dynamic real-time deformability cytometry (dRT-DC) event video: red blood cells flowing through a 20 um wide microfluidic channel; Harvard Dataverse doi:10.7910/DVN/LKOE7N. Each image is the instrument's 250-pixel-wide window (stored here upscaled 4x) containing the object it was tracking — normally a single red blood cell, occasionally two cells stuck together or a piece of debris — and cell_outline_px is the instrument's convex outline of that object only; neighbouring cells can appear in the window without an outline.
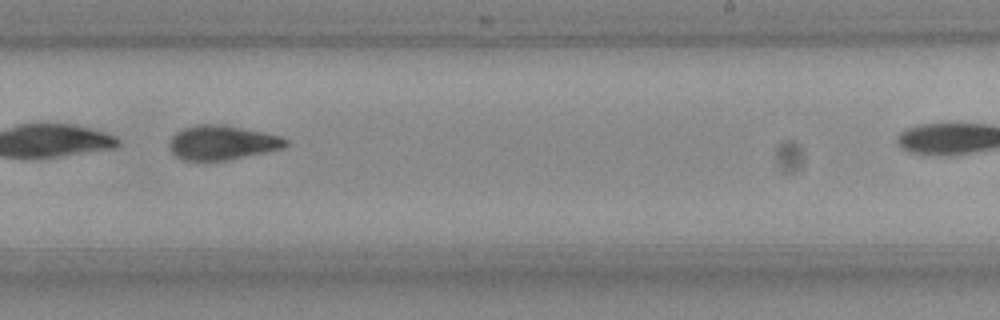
{"species": "Egyptian fruit bat (a non-hibernating species)", "species_latin": "Rousettus aegyptiacus", "temperature_condition": "room temperature", "stored_images_in_passage": 38, "camera_frame_rate_fps": 3000, "um_per_image_px": 0.085, "frame": {"image": 1, "passage_image": 27, "time_ms": 8.667, "image_size_px": [1000, 320], "cell_outline_px": [[288, 144], [284, 148], [228, 160], [184, 160], [176, 156], [168, 148], [168, 140], [176, 132], [184, 128], [196, 124], [220, 124], [264, 132], [280, 136], [288, 140]], "centroid_in_image_um": [18.86, 12.12], "position_along_channel_um": 270.1, "area_um2": 23.35}}